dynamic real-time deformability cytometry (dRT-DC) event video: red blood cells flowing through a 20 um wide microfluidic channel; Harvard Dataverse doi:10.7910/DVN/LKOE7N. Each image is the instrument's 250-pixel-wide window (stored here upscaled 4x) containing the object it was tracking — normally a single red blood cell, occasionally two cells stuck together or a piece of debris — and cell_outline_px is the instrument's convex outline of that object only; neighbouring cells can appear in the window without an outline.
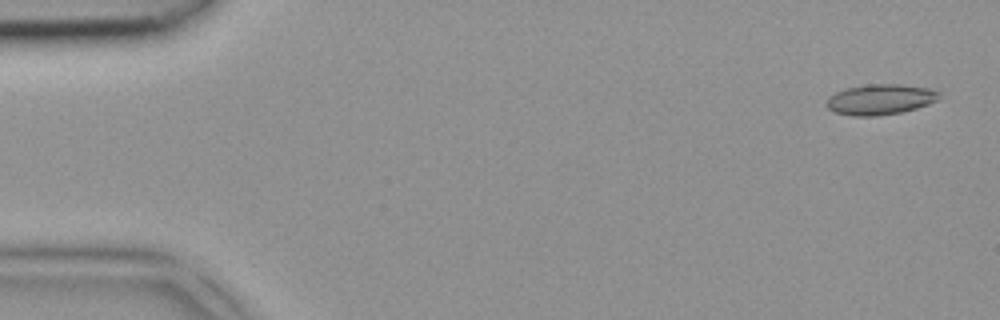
{"species": "common noctule bat (a hibernating species)", "species_latin": "Nyctalus noctula", "temperature_condition": "room temperature", "stored_images_in_passage": 4, "camera_frame_rate_fps": 3000, "um_per_image_px": 0.085, "animal": {"sex": "female", "body_mass_g": 18.4}, "frame": {"image": 1, "passage_image": 1, "time_ms": 0.0, "image_size_px": [1000, 320], "cell_outline_px": [[940, 96], [936, 100], [928, 104], [916, 108], [900, 112], [876, 116], [852, 116], [832, 112], [824, 104], [828, 96], [844, 88], [868, 84], [900, 84], [928, 88], [940, 92]], "centroid_in_image_um": [74.75, 8.45], "position_along_channel_um": 10.2, "area_um2": 20.17}}